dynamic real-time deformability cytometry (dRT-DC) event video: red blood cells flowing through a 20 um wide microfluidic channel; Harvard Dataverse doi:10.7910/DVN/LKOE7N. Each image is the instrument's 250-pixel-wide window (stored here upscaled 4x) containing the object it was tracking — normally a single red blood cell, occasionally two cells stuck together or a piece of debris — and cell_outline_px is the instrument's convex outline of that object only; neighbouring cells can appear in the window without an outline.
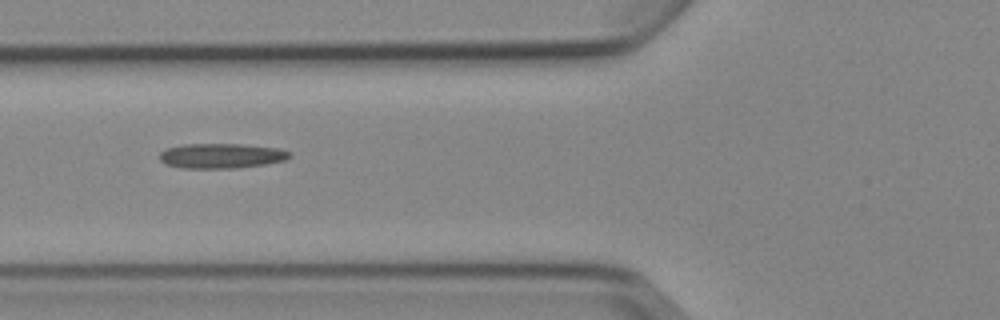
{"species": "Egyptian fruit bat (a non-hibernating species)", "species_latin": "Rousettus aegyptiacus", "temperature_condition": "cold", "stored_images_in_passage": 4, "camera_frame_rate_fps": 3000, "um_per_image_px": 0.085, "animal": {"sex": "female"}, "frame": {"image": 1, "passage_image": 2, "time_ms": 1.0, "image_size_px": [1000, 320], "cell_outline_px": [[292, 156], [284, 160], [264, 164], [236, 168], [184, 168], [164, 164], [160, 160], [160, 152], [168, 148], [184, 144], [240, 144], [276, 148], [288, 152]], "centroid_in_image_um": [18.77, 13.25], "position_along_channel_um": 107.0, "area_um2": 18.67}}
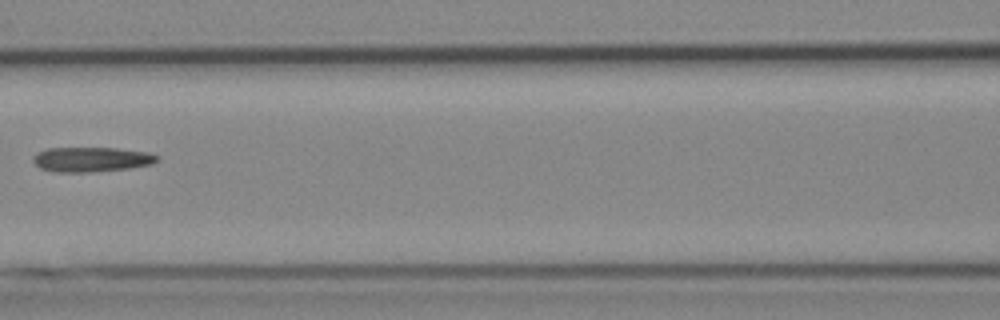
{"frame": {"image": 2, "passage_image": 3, "time_ms": 2.333, "image_size_px": [1000, 320], "cell_outline_px": [[160, 160], [152, 164], [128, 168], [92, 172], [56, 172], [40, 168], [32, 160], [32, 156], [36, 152], [48, 148], [116, 148], [148, 152], [160, 156]], "centroid_in_image_um": [7.77, 13.54], "position_along_channel_um": 158.8, "area_um2": 18.03}}
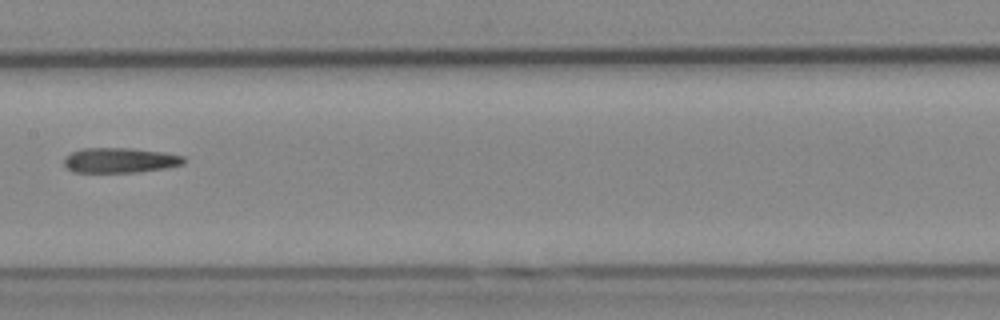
{"frame": {"image": 3, "passage_image": 4, "time_ms": 3.333, "image_size_px": [1000, 320], "cell_outline_px": [[188, 160], [184, 164], [164, 168], [140, 172], [72, 172], [64, 164], [64, 156], [72, 152], [84, 148], [132, 148], [164, 152], [184, 156]], "centroid_in_image_um": [10.23, 13.62], "position_along_channel_um": 197.2, "area_um2": 17.63}}